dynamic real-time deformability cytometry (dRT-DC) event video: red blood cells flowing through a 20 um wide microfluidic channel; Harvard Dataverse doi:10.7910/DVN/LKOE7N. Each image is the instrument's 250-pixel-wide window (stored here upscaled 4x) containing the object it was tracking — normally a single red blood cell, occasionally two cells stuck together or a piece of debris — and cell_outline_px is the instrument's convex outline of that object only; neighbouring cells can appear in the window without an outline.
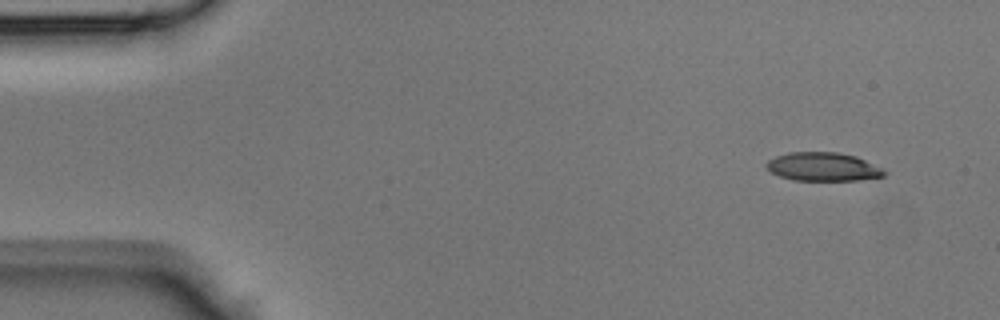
{"species": "Egyptian fruit bat (a non-hibernating species)", "species_latin": "Rousettus aegyptiacus", "temperature_condition": "room temperature", "stored_images_in_passage": 41, "camera_frame_rate_fps": 3000, "um_per_image_px": 0.085, "animal": {"sex": "male"}, "frame": {"image": 1, "passage_image": 1, "time_ms": 0.0, "image_size_px": [1000, 320], "cell_outline_px": [[888, 172], [884, 176], [856, 180], [792, 180], [780, 176], [772, 172], [764, 164], [768, 160], [776, 156], [788, 152], [836, 152], [856, 156]], "centroid_in_image_um": [69.93, 14.17], "position_along_channel_um": 15.1, "area_um2": 19.42}}
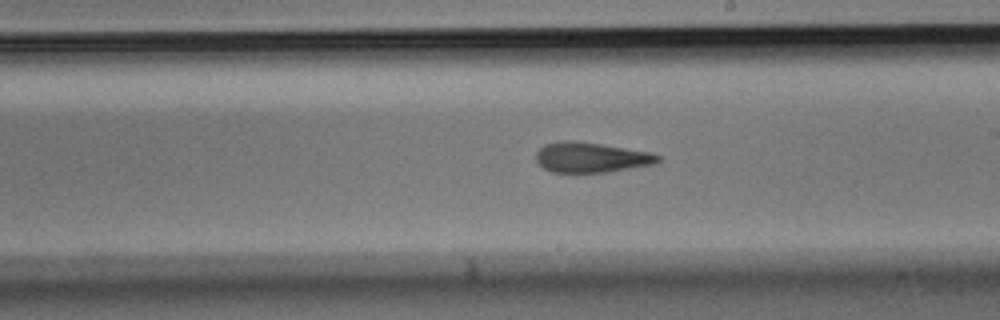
{"frame": {"image": 2, "passage_image": 22, "time_ms": 7.0, "image_size_px": [1000, 320], "cell_outline_px": [[660, 160], [652, 164], [608, 172], [552, 172], [544, 168], [536, 160], [536, 152], [544, 144], [564, 140], [572, 140], [600, 144], [652, 152], [660, 156]], "centroid_in_image_um": [50.23, 13.37], "position_along_channel_um": 238.8, "area_um2": 21.27}}
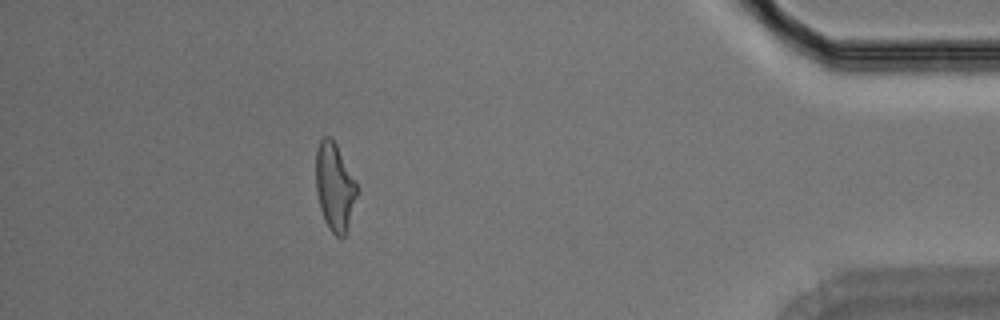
{"frame": {"image": 3, "passage_image": 36, "time_ms": 11.667, "image_size_px": [1000, 320], "cell_outline_px": [[356, 196], [348, 228], [344, 236], [336, 236], [328, 228], [324, 220], [320, 208], [316, 192], [316, 148], [320, 140], [324, 136], [332, 136], [356, 180]], "centroid_in_image_um": [28.43, 15.85], "position_along_channel_um": 406.8, "area_um2": 21.04}}